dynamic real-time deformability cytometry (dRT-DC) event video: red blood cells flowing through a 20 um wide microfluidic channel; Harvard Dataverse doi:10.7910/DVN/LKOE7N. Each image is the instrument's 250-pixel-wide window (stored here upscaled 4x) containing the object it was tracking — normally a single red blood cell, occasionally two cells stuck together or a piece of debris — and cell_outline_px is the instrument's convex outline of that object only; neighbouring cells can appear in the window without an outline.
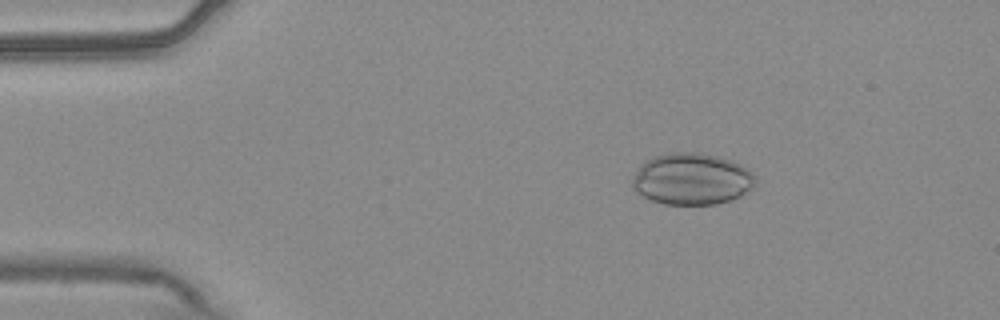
{"species": "common noctule bat (a hibernating species)", "species_latin": "Nyctalus noctula", "temperature_condition": "warm", "stored_images_in_passage": 50, "camera_frame_rate_fps": 3000, "um_per_image_px": 0.085, "animal": {"sex": "male", "body_mass_g": 20.4}, "frame": {"image": 1, "passage_image": 5, "time_ms": 1.333, "image_size_px": [1000, 320], "cell_outline_px": [[756, 188], [732, 200], [716, 204], [664, 204], [652, 200], [636, 192], [632, 184], [632, 180], [640, 164], [652, 156], [672, 152], [696, 152], [716, 156], [740, 164], [748, 168], [756, 176]], "centroid_in_image_um": [58.84, 15.21], "position_along_channel_um": 26.2, "area_um2": 37.28}}
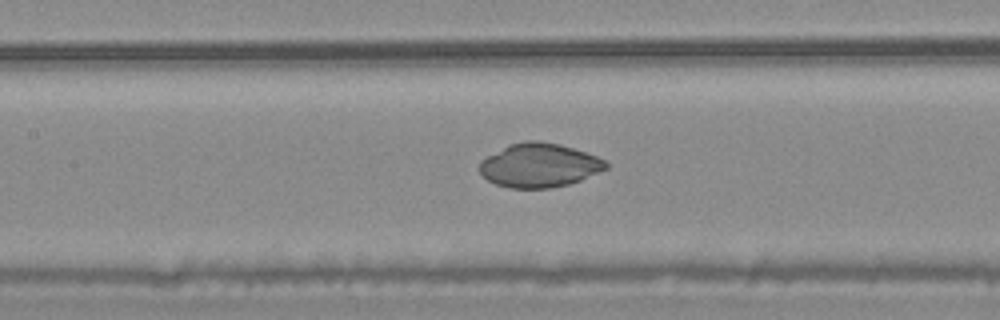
{"frame": {"image": 2, "passage_image": 21, "time_ms": 6.667, "image_size_px": [1000, 320], "cell_outline_px": [[608, 168], [580, 180], [568, 184], [548, 188], [508, 188], [496, 184], [488, 180], [480, 172], [480, 160], [508, 144], [524, 140], [540, 140], [560, 144], [596, 156], [604, 160], [608, 164]], "centroid_in_image_um": [45.81, 14.04], "position_along_channel_um": 161.6, "area_um2": 32.31}}
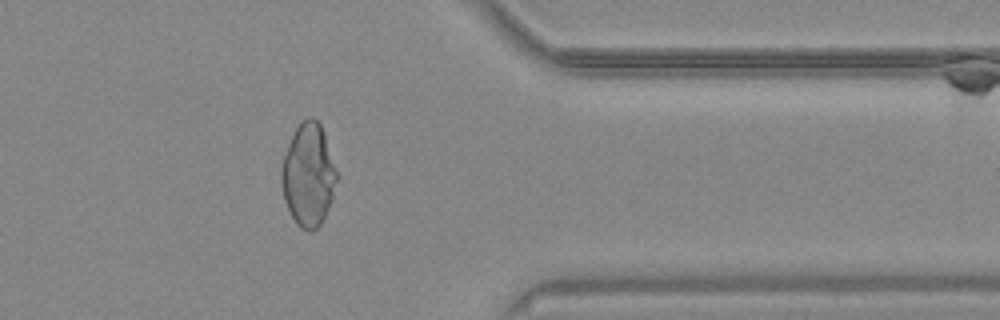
{"frame": {"image": 3, "passage_image": 40, "time_ms": 13.0, "image_size_px": [1000, 320], "cell_outline_px": [[340, 176], [332, 200], [324, 220], [312, 232], [308, 232], [300, 228], [296, 224], [284, 200], [280, 184], [280, 172], [284, 156], [288, 144], [300, 120], [308, 116], [312, 116], [320, 124], [324, 132]], "centroid_in_image_um": [26.24, 14.88], "position_along_channel_um": 385.2, "area_um2": 33.93}}